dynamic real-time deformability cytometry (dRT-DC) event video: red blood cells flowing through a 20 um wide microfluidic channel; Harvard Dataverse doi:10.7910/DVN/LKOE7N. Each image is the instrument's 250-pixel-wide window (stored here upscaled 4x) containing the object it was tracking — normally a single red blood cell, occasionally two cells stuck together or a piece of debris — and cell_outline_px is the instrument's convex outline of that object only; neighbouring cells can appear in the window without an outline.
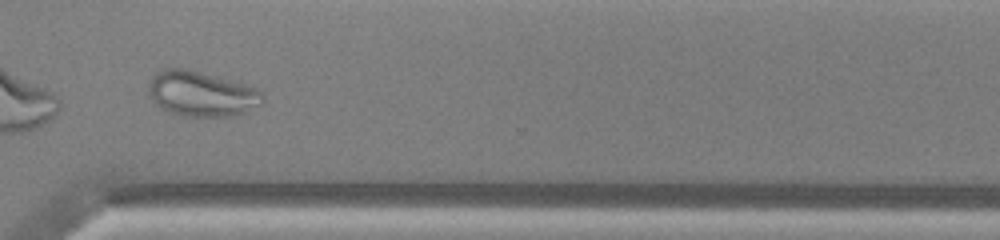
{"species": "common noctule bat (a hibernating species)", "species_latin": "Nyctalus noctula", "temperature_condition": "warm", "stored_images_in_passage": 44, "camera_frame_rate_fps": 3000, "um_per_image_px": 0.085, "animal": {"sex": "male", "body_mass_g": 13.0, "forearm_length_mm": 53.1}, "frame": {"image": 1, "passage_image": 32, "time_ms": 10.333, "image_size_px": [1000, 240], "cell_outline_px": [[264, 100], [260, 104], [244, 112], [228, 116], [184, 116], [168, 112], [156, 104], [152, 100], [148, 84], [152, 76], [156, 72], [164, 68], [184, 68], [244, 84], [256, 88], [264, 96]], "centroid_in_image_um": [17.09, 7.97], "position_along_channel_um": 353.5, "area_um2": 29.59}}